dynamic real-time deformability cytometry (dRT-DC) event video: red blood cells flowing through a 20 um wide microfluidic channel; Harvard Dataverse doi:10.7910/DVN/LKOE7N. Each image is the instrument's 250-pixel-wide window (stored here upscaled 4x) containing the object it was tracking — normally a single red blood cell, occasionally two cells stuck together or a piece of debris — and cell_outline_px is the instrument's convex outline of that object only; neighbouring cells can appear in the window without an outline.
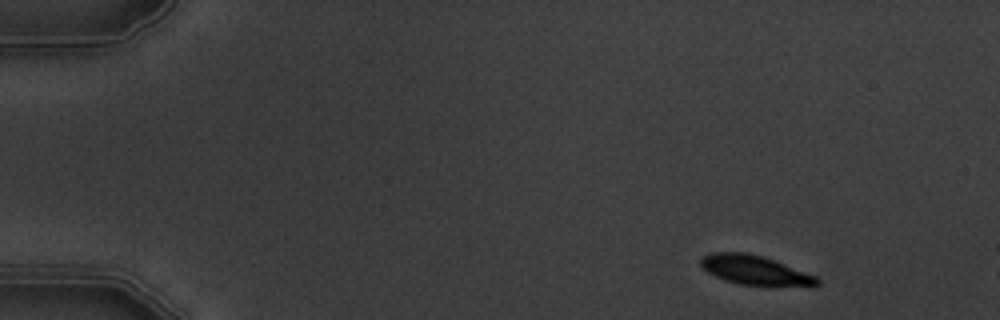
{"species": "common noctule bat (a hibernating species)", "species_latin": "Nyctalus noctula", "temperature_condition": "warm", "stored_images_in_passage": 2, "camera_frame_rate_fps": 3000, "um_per_image_px": 0.085, "animal": {"sex": "male", "body_mass_g": 19.5, "forearm_length_mm": 54.6}, "frame": {"image": 1, "passage_image": 1, "time_ms": 0.0, "image_size_px": [1000, 320], "cell_outline_px": [[820, 284], [816, 288], [812, 288], [740, 284], [724, 280], [708, 272], [700, 264], [700, 260], [704, 256], [712, 252], [748, 252], [772, 260], [816, 276], [820, 280]], "centroid_in_image_um": [64.25, 23.0], "position_along_channel_um": 20.7, "area_um2": 20.06}}